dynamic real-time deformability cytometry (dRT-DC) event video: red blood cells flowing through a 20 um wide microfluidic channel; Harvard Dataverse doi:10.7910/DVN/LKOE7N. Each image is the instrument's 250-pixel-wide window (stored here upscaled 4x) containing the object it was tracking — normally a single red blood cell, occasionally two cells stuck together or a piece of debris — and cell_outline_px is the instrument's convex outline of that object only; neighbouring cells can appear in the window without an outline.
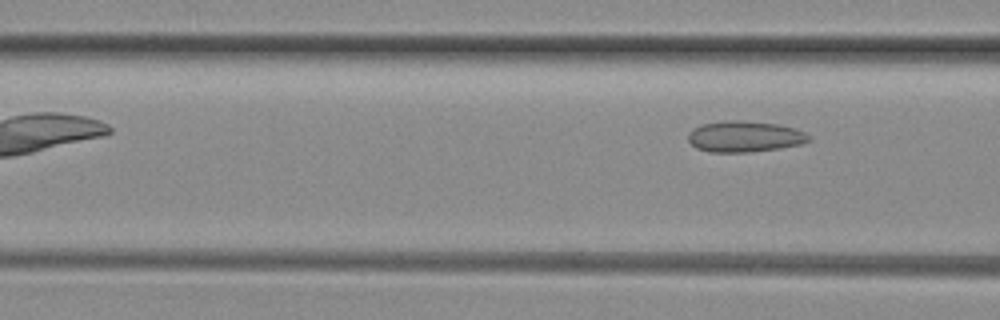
{"species": "common noctule bat (a hibernating species)", "species_latin": "Nyctalus noctula", "temperature_condition": "room temperature", "stored_images_in_passage": 4, "camera_frame_rate_fps": 3000, "um_per_image_px": 0.085, "animal": {"sex": "female", "body_mass_g": 29.2, "forearm_length_mm": 56.3}, "frame": {"image": 1, "passage_image": 4, "time_ms": 1.0, "image_size_px": [1000, 320], "cell_outline_px": [[812, 140], [800, 144], [780, 148], [752, 152], [708, 152], [696, 148], [688, 140], [688, 132], [692, 128], [700, 124], [724, 120], [740, 120], [776, 124], [796, 128], [804, 132]], "centroid_in_image_um": [63.25, 11.6], "position_along_channel_um": 103.3, "area_um2": 22.02}}